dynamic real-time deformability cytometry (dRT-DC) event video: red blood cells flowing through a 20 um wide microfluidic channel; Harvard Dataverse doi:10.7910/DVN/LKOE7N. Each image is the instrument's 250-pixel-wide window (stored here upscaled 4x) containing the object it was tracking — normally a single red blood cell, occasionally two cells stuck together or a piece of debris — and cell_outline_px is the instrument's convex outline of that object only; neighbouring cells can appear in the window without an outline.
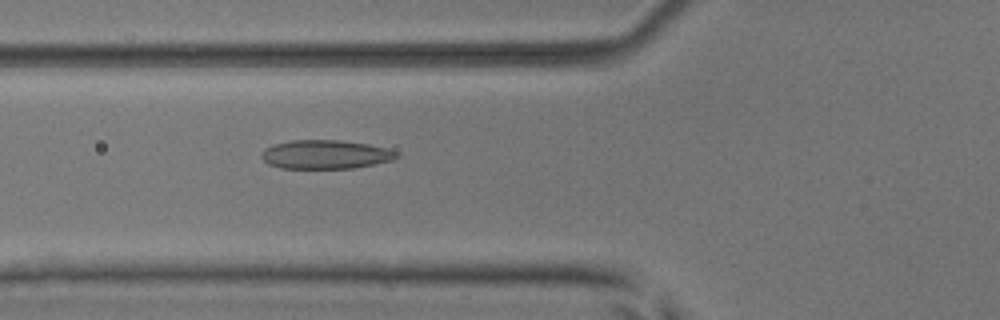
{"species": "common noctule bat (a hibernating species)", "species_latin": "Nyctalus noctula", "temperature_condition": "room temperature", "stored_images_in_passage": 48, "camera_frame_rate_fps": 3000, "um_per_image_px": 0.085, "animal": {"sex": "male", "body_mass_g": 17.9, "forearm_length_mm": 54.2}, "frame": {"image": 1, "passage_image": 15, "time_ms": 4.667, "image_size_px": [1000, 320], "cell_outline_px": [[400, 156], [392, 160], [352, 168], [280, 168], [268, 164], [260, 156], [260, 152], [264, 148], [272, 144], [292, 140], [340, 140], [368, 144], [384, 148], [396, 152]], "centroid_in_image_um": [27.59, 13.12], "position_along_channel_um": 98.2, "area_um2": 22.66}}
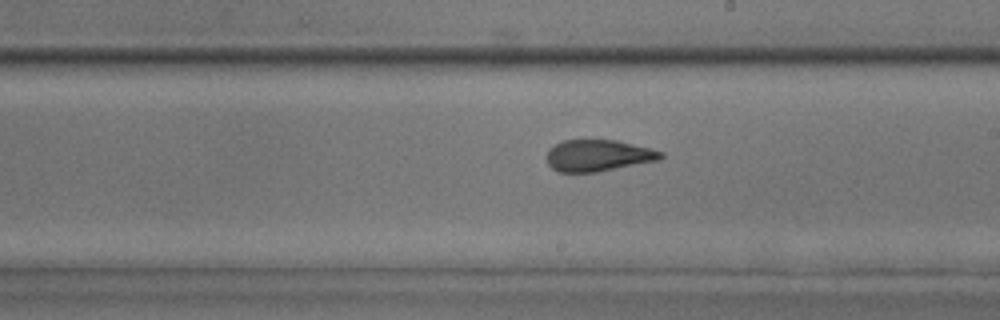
{"frame": {"image": 2, "passage_image": 26, "time_ms": 8.333, "image_size_px": [1000, 320], "cell_outline_px": [[664, 156], [660, 160], [596, 172], [556, 172], [548, 164], [548, 152], [556, 144], [564, 140], [616, 140], [664, 152]], "centroid_in_image_um": [50.87, 13.23], "position_along_channel_um": 238.1, "area_um2": 20.75}}
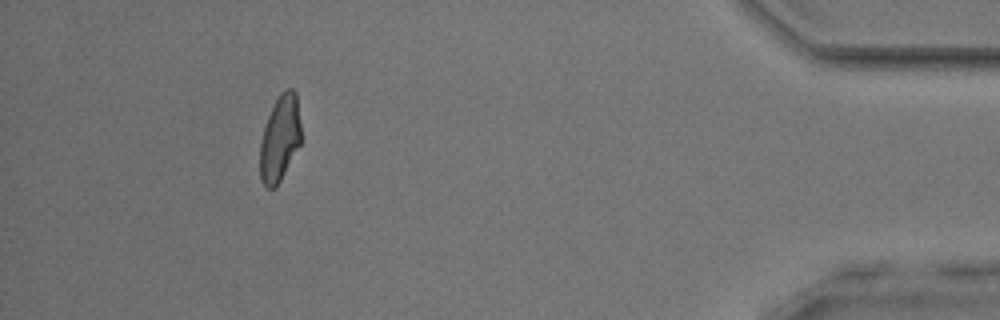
{"frame": {"image": 3, "passage_image": 44, "time_ms": 14.333, "image_size_px": [1000, 320], "cell_outline_px": [[300, 144], [276, 188], [268, 188], [260, 180], [260, 144], [264, 128], [268, 116], [280, 92], [284, 88], [292, 88], [296, 92], [300, 124]], "centroid_in_image_um": [23.78, 11.75], "position_along_channel_um": 411.4, "area_um2": 20.4}, "authors_computed_cell_mechanics": {"area_um2": 21.5883, "velocity_mm_per_s": 3.8268, "shape_relaxation_time_tau1_ms": 7.6307, "shape_relaxation_time_tau2_ms": 1.2136, "deformation_change_tau1": 0.182, "deformation_change_tau2": 0.0766}}